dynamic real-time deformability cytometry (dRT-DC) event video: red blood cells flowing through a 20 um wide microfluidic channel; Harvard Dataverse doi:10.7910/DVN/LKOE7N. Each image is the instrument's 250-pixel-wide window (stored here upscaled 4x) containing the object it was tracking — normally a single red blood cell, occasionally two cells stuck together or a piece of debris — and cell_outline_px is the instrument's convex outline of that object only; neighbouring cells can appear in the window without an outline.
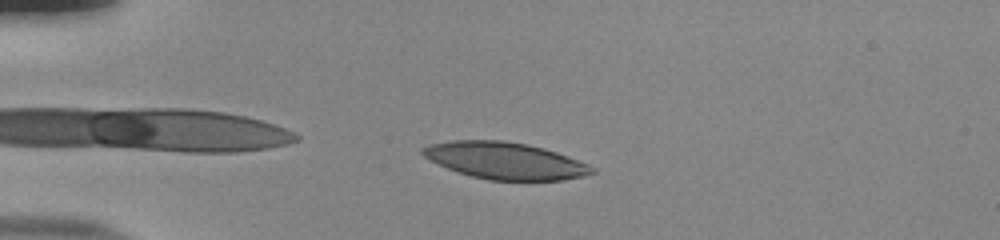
{"species": "human", "species_latin": "Homo sapiens", "temperature_condition": "room temperature", "stored_images_in_passage": 43, "camera_frame_rate_fps": 3000, "um_per_image_px": 0.085, "donor": {"sex": "male"}, "frame": {"image": 1, "passage_image": 3, "time_ms": 0.667, "image_size_px": [1000, 240], "cell_outline_px": [[596, 172], [584, 176], [564, 180], [488, 180], [472, 176], [448, 168], [424, 156], [420, 152], [420, 148], [428, 144], [452, 140], [504, 140], [544, 148], [556, 152], [588, 164], [596, 168]], "centroid_in_image_um": [42.94, 13.65], "position_along_channel_um": 42.1, "area_um2": 36.18}}
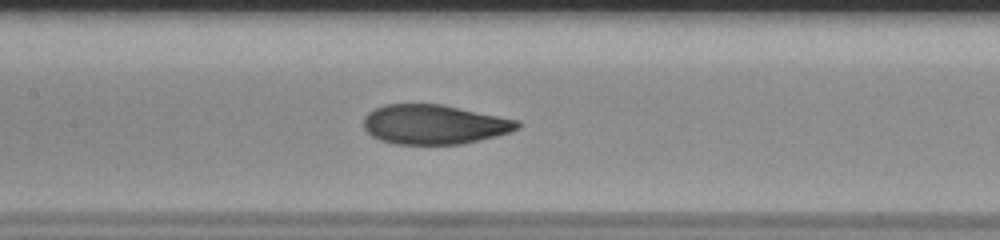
{"frame": {"image": 2, "passage_image": 16, "time_ms": 5.0, "image_size_px": [1000, 240], "cell_outline_px": [[520, 128], [512, 132], [480, 140], [460, 144], [396, 144], [380, 140], [372, 136], [364, 128], [364, 116], [368, 112], [384, 104], [440, 104], [520, 120]], "centroid_in_image_um": [36.92, 10.58], "position_along_channel_um": 170.5, "area_um2": 35.49}}
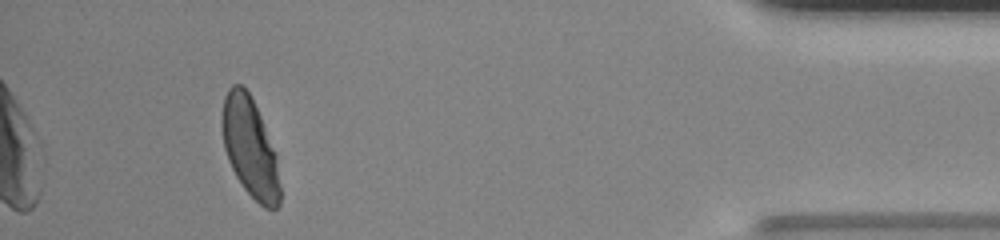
{"frame": {"image": 3, "passage_image": 39, "time_ms": 12.667, "image_size_px": [1000, 240], "cell_outline_px": [[280, 204], [276, 208], [264, 208], [244, 188], [236, 176], [228, 160], [224, 148], [220, 124], [220, 116], [224, 96], [228, 88], [232, 84], [240, 84], [248, 92], [260, 116], [276, 156], [280, 184]], "centroid_in_image_um": [21.21, 12.52], "position_along_channel_um": 414.0, "area_um2": 33.41}, "authors_computed_cell_mechanics": {"area_um2": 36.125, "velocity_mm_per_s": 3.8639, "shape_relaxation_time_tau1_ms": 6.5421, "shape_relaxation_time_tau2_ms": 0.8801, "deformation_change_tau1": 0.2327, "deformation_change_tau2": 0.0626}}